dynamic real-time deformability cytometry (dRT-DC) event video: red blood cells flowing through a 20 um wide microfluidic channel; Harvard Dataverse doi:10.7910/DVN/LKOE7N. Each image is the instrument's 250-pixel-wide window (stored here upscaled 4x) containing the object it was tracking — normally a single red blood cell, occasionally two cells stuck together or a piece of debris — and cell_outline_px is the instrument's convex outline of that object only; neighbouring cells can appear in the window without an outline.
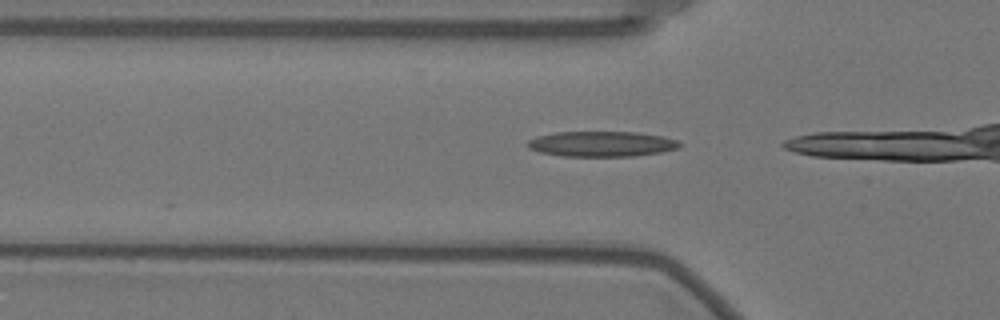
{"species": "Egyptian fruit bat (a non-hibernating species)", "species_latin": "Rousettus aegyptiacus", "temperature_condition": "warm", "stored_images_in_passage": 8, "camera_frame_rate_fps": 3000, "um_per_image_px": 0.085, "animal": {"sex": "female"}, "frame": {"image": 1, "passage_image": 2, "time_ms": 0.333, "image_size_px": [1000, 320], "cell_outline_px": [[680, 148], [660, 152], [632, 156], [560, 156], [540, 152], [528, 148], [528, 140], [536, 136], [556, 132], [636, 132], [660, 136], [676, 140], [680, 144]], "centroid_in_image_um": [51.1, 12.23], "position_along_channel_um": 74.7, "area_um2": 22.31}}
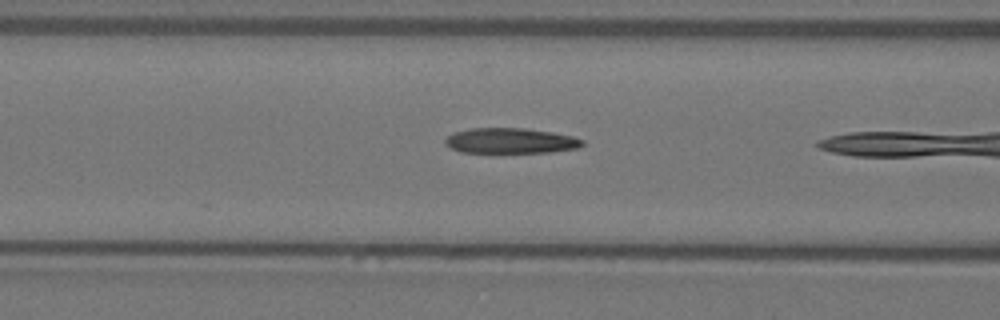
{"frame": {"image": 2, "passage_image": 6, "time_ms": 1.667, "image_size_px": [1000, 320], "cell_outline_px": [[584, 144], [580, 148], [548, 152], [460, 152], [444, 144], [444, 140], [452, 132], [472, 128], [524, 128], [552, 132], [572, 136], [584, 140]], "centroid_in_image_um": [43.39, 11.96], "position_along_channel_um": 123.2, "area_um2": 20.29}}